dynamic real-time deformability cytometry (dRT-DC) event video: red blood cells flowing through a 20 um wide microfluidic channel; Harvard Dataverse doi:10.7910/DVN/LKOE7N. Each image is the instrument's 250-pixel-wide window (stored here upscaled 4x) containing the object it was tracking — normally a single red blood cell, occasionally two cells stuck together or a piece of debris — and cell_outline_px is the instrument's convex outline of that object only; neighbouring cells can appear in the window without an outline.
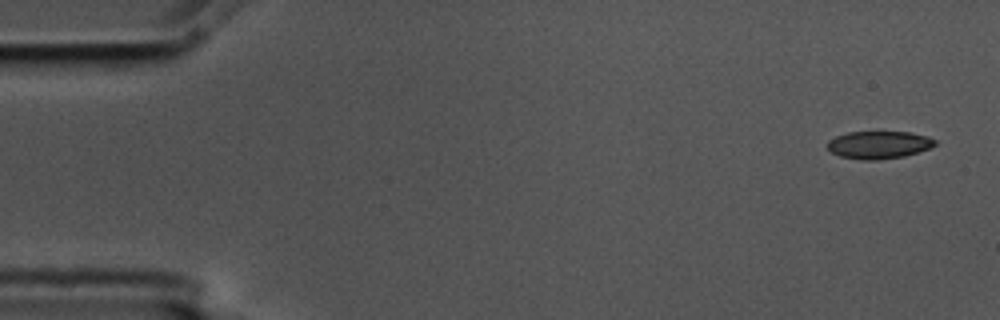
{"species": "common noctule bat (a hibernating species)", "species_latin": "Nyctalus noctula", "temperature_condition": "cold", "stored_images_in_passage": 5, "camera_frame_rate_fps": 3000, "um_per_image_px": 0.085, "animal": {"sex": "male", "body_mass_g": 17.5, "forearm_length_mm": 52.3}, "frame": {"image": 1, "passage_image": 1, "time_ms": 0.0, "image_size_px": [1000, 320], "cell_outline_px": [[936, 144], [928, 148], [904, 156], [876, 160], [864, 160], [840, 156], [832, 152], [828, 148], [828, 140], [836, 136], [848, 132], [912, 132], [928, 136], [936, 140]], "centroid_in_image_um": [74.7, 12.3], "position_along_channel_um": 10.3, "area_um2": 17.17}}
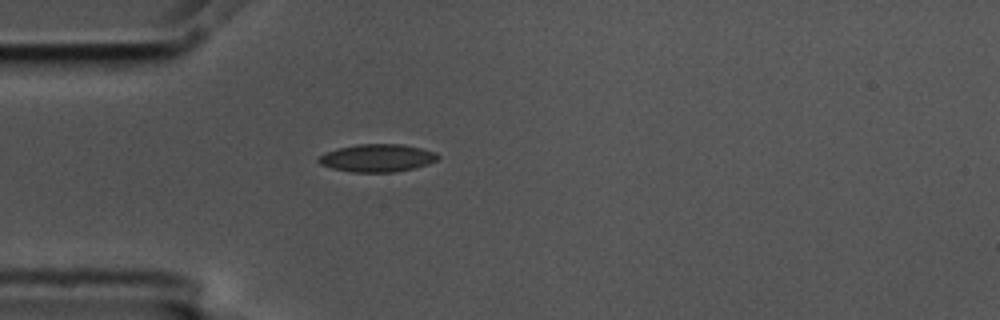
{"frame": {"image": 2, "passage_image": 5, "time_ms": 1.333, "image_size_px": [1000, 320], "cell_outline_px": [[440, 156], [436, 160], [428, 164], [396, 172], [352, 172], [332, 168], [320, 164], [316, 160], [324, 152], [336, 148], [356, 144], [404, 144], [436, 152]], "centroid_in_image_um": [32.04, 13.42], "position_along_channel_um": 53.0, "area_um2": 19.36}}